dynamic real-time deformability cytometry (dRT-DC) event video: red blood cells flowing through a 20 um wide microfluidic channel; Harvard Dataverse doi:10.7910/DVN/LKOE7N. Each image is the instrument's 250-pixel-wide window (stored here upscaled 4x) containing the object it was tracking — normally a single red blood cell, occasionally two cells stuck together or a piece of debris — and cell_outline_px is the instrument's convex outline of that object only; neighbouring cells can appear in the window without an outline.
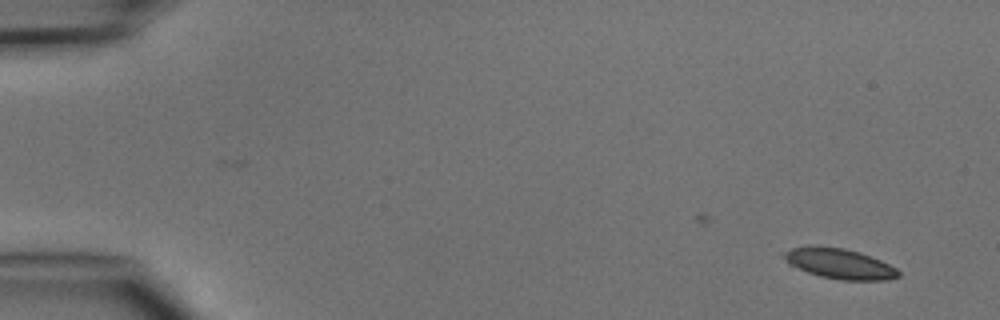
{"species": "common noctule bat (a hibernating species)", "species_latin": "Nyctalus noctula", "temperature_condition": "cold", "stored_images_in_passage": 2, "camera_frame_rate_fps": 3000, "um_per_image_px": 0.085, "animal": {"sex": "male", "body_mass_g": 15.6}, "frame": {"image": 1, "passage_image": 2, "time_ms": 1.333, "image_size_px": [1000, 320], "cell_outline_px": [[900, 276], [888, 280], [840, 280], [820, 276], [808, 272], [788, 264], [776, 252], [808, 244], [812, 244], [844, 248], [860, 252], [880, 260], [896, 268], [900, 272]], "centroid_in_image_um": [71.25, 22.38], "position_along_channel_um": 13.7, "area_um2": 20.75}}